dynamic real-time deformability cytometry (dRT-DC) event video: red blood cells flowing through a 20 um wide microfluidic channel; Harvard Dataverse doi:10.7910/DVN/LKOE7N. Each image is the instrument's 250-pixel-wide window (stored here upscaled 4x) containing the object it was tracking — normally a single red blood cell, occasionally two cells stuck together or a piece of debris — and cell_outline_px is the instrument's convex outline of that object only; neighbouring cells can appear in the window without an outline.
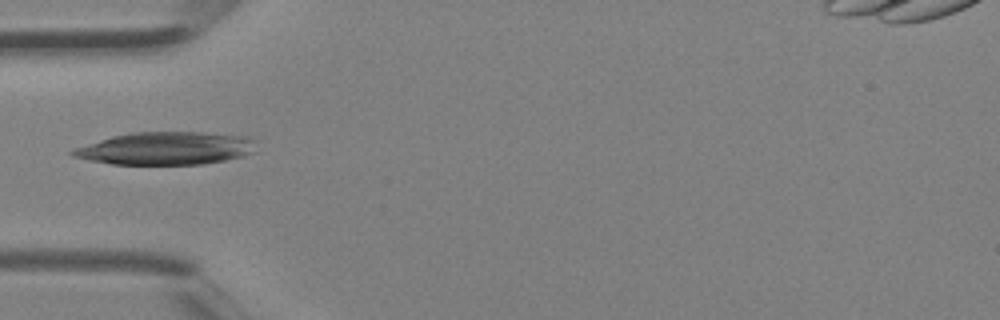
{"species": "Egyptian fruit bat (a non-hibernating species)", "species_latin": "Rousettus aegyptiacus", "temperature_condition": "room temperature", "stored_images_in_passage": 1, "camera_frame_rate_fps": 3000, "um_per_image_px": 0.085, "animal": {"sex": "female"}, "frame": {"image": 1, "passage_image": 1, "time_ms": 0.0, "image_size_px": [1000, 320], "cell_outline_px": [[256, 152], [224, 160], [204, 164], [112, 164], [88, 160], [72, 156], [68, 152], [72, 148], [112, 136], [136, 132], [204, 132], [248, 136], [256, 140]], "centroid_in_image_um": [14.11, 12.6], "position_along_channel_um": 70.9, "area_um2": 35.26}}